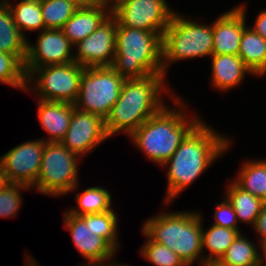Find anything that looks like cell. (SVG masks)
Returning a JSON list of instances; mask_svg holds the SVG:
<instances>
[{
	"mask_svg": "<svg viewBox=\"0 0 266 266\" xmlns=\"http://www.w3.org/2000/svg\"><path fill=\"white\" fill-rule=\"evenodd\" d=\"M224 135L200 121L183 139L169 160L166 203L199 177L210 164L228 150L231 144Z\"/></svg>",
	"mask_w": 266,
	"mask_h": 266,
	"instance_id": "1",
	"label": "cell"
},
{
	"mask_svg": "<svg viewBox=\"0 0 266 266\" xmlns=\"http://www.w3.org/2000/svg\"><path fill=\"white\" fill-rule=\"evenodd\" d=\"M164 78V74H151L124 81L119 99L105 119L108 137L121 131L130 136L164 106L160 95L166 89Z\"/></svg>",
	"mask_w": 266,
	"mask_h": 266,
	"instance_id": "2",
	"label": "cell"
},
{
	"mask_svg": "<svg viewBox=\"0 0 266 266\" xmlns=\"http://www.w3.org/2000/svg\"><path fill=\"white\" fill-rule=\"evenodd\" d=\"M111 67L125 80L163 74L162 36L117 23L115 57Z\"/></svg>",
	"mask_w": 266,
	"mask_h": 266,
	"instance_id": "3",
	"label": "cell"
},
{
	"mask_svg": "<svg viewBox=\"0 0 266 266\" xmlns=\"http://www.w3.org/2000/svg\"><path fill=\"white\" fill-rule=\"evenodd\" d=\"M183 113H186L184 109L182 112L181 109L173 110L163 106L130 135L132 142L150 161L163 165L201 121L199 117L189 121Z\"/></svg>",
	"mask_w": 266,
	"mask_h": 266,
	"instance_id": "4",
	"label": "cell"
},
{
	"mask_svg": "<svg viewBox=\"0 0 266 266\" xmlns=\"http://www.w3.org/2000/svg\"><path fill=\"white\" fill-rule=\"evenodd\" d=\"M142 232L154 242L173 250L187 266L203 252L202 218L196 212L162 213L149 218Z\"/></svg>",
	"mask_w": 266,
	"mask_h": 266,
	"instance_id": "5",
	"label": "cell"
},
{
	"mask_svg": "<svg viewBox=\"0 0 266 266\" xmlns=\"http://www.w3.org/2000/svg\"><path fill=\"white\" fill-rule=\"evenodd\" d=\"M213 55V23L203 25L174 13L162 37V66L178 60Z\"/></svg>",
	"mask_w": 266,
	"mask_h": 266,
	"instance_id": "6",
	"label": "cell"
},
{
	"mask_svg": "<svg viewBox=\"0 0 266 266\" xmlns=\"http://www.w3.org/2000/svg\"><path fill=\"white\" fill-rule=\"evenodd\" d=\"M124 81L112 67H85L74 107L105 120L119 99Z\"/></svg>",
	"mask_w": 266,
	"mask_h": 266,
	"instance_id": "7",
	"label": "cell"
},
{
	"mask_svg": "<svg viewBox=\"0 0 266 266\" xmlns=\"http://www.w3.org/2000/svg\"><path fill=\"white\" fill-rule=\"evenodd\" d=\"M61 142H46L34 187L41 194L63 195L78 188V158Z\"/></svg>",
	"mask_w": 266,
	"mask_h": 266,
	"instance_id": "8",
	"label": "cell"
},
{
	"mask_svg": "<svg viewBox=\"0 0 266 266\" xmlns=\"http://www.w3.org/2000/svg\"><path fill=\"white\" fill-rule=\"evenodd\" d=\"M84 68L74 61L24 70L27 85L37 77L33 80L36 84L33 88L37 90V96L39 91L40 100L74 104L78 97L80 78Z\"/></svg>",
	"mask_w": 266,
	"mask_h": 266,
	"instance_id": "9",
	"label": "cell"
},
{
	"mask_svg": "<svg viewBox=\"0 0 266 266\" xmlns=\"http://www.w3.org/2000/svg\"><path fill=\"white\" fill-rule=\"evenodd\" d=\"M166 0H127L111 14L121 26L143 29L163 37L175 12Z\"/></svg>",
	"mask_w": 266,
	"mask_h": 266,
	"instance_id": "10",
	"label": "cell"
},
{
	"mask_svg": "<svg viewBox=\"0 0 266 266\" xmlns=\"http://www.w3.org/2000/svg\"><path fill=\"white\" fill-rule=\"evenodd\" d=\"M45 139L28 141L13 147L0 157L9 183L34 188L41 167Z\"/></svg>",
	"mask_w": 266,
	"mask_h": 266,
	"instance_id": "11",
	"label": "cell"
},
{
	"mask_svg": "<svg viewBox=\"0 0 266 266\" xmlns=\"http://www.w3.org/2000/svg\"><path fill=\"white\" fill-rule=\"evenodd\" d=\"M117 20L110 14L84 40L79 41L74 60L84 67H111L115 57Z\"/></svg>",
	"mask_w": 266,
	"mask_h": 266,
	"instance_id": "12",
	"label": "cell"
},
{
	"mask_svg": "<svg viewBox=\"0 0 266 266\" xmlns=\"http://www.w3.org/2000/svg\"><path fill=\"white\" fill-rule=\"evenodd\" d=\"M37 44L27 42L24 69H36L48 65L74 62V46L61 29H44L37 38Z\"/></svg>",
	"mask_w": 266,
	"mask_h": 266,
	"instance_id": "13",
	"label": "cell"
},
{
	"mask_svg": "<svg viewBox=\"0 0 266 266\" xmlns=\"http://www.w3.org/2000/svg\"><path fill=\"white\" fill-rule=\"evenodd\" d=\"M108 138L105 120L96 114L74 109L69 128L61 141L71 152L82 157ZM89 151V152H88Z\"/></svg>",
	"mask_w": 266,
	"mask_h": 266,
	"instance_id": "14",
	"label": "cell"
},
{
	"mask_svg": "<svg viewBox=\"0 0 266 266\" xmlns=\"http://www.w3.org/2000/svg\"><path fill=\"white\" fill-rule=\"evenodd\" d=\"M64 222L74 246L88 262H107L117 252L104 238L93 235L90 227L80 217L66 212Z\"/></svg>",
	"mask_w": 266,
	"mask_h": 266,
	"instance_id": "15",
	"label": "cell"
},
{
	"mask_svg": "<svg viewBox=\"0 0 266 266\" xmlns=\"http://www.w3.org/2000/svg\"><path fill=\"white\" fill-rule=\"evenodd\" d=\"M245 17V5H240L213 22V55H238Z\"/></svg>",
	"mask_w": 266,
	"mask_h": 266,
	"instance_id": "16",
	"label": "cell"
},
{
	"mask_svg": "<svg viewBox=\"0 0 266 266\" xmlns=\"http://www.w3.org/2000/svg\"><path fill=\"white\" fill-rule=\"evenodd\" d=\"M111 14L103 4L79 7L61 29L68 40L76 45L91 35Z\"/></svg>",
	"mask_w": 266,
	"mask_h": 266,
	"instance_id": "17",
	"label": "cell"
},
{
	"mask_svg": "<svg viewBox=\"0 0 266 266\" xmlns=\"http://www.w3.org/2000/svg\"><path fill=\"white\" fill-rule=\"evenodd\" d=\"M38 103L39 121L49 134L45 142H61L69 128L74 104L40 99Z\"/></svg>",
	"mask_w": 266,
	"mask_h": 266,
	"instance_id": "18",
	"label": "cell"
},
{
	"mask_svg": "<svg viewBox=\"0 0 266 266\" xmlns=\"http://www.w3.org/2000/svg\"><path fill=\"white\" fill-rule=\"evenodd\" d=\"M212 82L219 90H229L241 83L251 71L238 55H212Z\"/></svg>",
	"mask_w": 266,
	"mask_h": 266,
	"instance_id": "19",
	"label": "cell"
},
{
	"mask_svg": "<svg viewBox=\"0 0 266 266\" xmlns=\"http://www.w3.org/2000/svg\"><path fill=\"white\" fill-rule=\"evenodd\" d=\"M27 42L14 23L8 4L0 3V51L15 55L24 64Z\"/></svg>",
	"mask_w": 266,
	"mask_h": 266,
	"instance_id": "20",
	"label": "cell"
},
{
	"mask_svg": "<svg viewBox=\"0 0 266 266\" xmlns=\"http://www.w3.org/2000/svg\"><path fill=\"white\" fill-rule=\"evenodd\" d=\"M238 56L252 74H266V40L251 28L243 30Z\"/></svg>",
	"mask_w": 266,
	"mask_h": 266,
	"instance_id": "21",
	"label": "cell"
},
{
	"mask_svg": "<svg viewBox=\"0 0 266 266\" xmlns=\"http://www.w3.org/2000/svg\"><path fill=\"white\" fill-rule=\"evenodd\" d=\"M226 198L232 204L238 222L249 223L254 227L264 206L262 200L243 190L234 181L227 188Z\"/></svg>",
	"mask_w": 266,
	"mask_h": 266,
	"instance_id": "22",
	"label": "cell"
},
{
	"mask_svg": "<svg viewBox=\"0 0 266 266\" xmlns=\"http://www.w3.org/2000/svg\"><path fill=\"white\" fill-rule=\"evenodd\" d=\"M240 233V230L219 227L216 225H211L206 231L202 227L203 250L206 247L211 254L208 256L206 255L204 258L202 257L200 261L201 266L216 263Z\"/></svg>",
	"mask_w": 266,
	"mask_h": 266,
	"instance_id": "23",
	"label": "cell"
},
{
	"mask_svg": "<svg viewBox=\"0 0 266 266\" xmlns=\"http://www.w3.org/2000/svg\"><path fill=\"white\" fill-rule=\"evenodd\" d=\"M240 233L216 262L219 266H259L261 257L257 247Z\"/></svg>",
	"mask_w": 266,
	"mask_h": 266,
	"instance_id": "24",
	"label": "cell"
},
{
	"mask_svg": "<svg viewBox=\"0 0 266 266\" xmlns=\"http://www.w3.org/2000/svg\"><path fill=\"white\" fill-rule=\"evenodd\" d=\"M7 3L13 15V20L22 35L25 30H41L45 29L43 17L41 13V0H22L14 7L7 0L0 1Z\"/></svg>",
	"mask_w": 266,
	"mask_h": 266,
	"instance_id": "25",
	"label": "cell"
},
{
	"mask_svg": "<svg viewBox=\"0 0 266 266\" xmlns=\"http://www.w3.org/2000/svg\"><path fill=\"white\" fill-rule=\"evenodd\" d=\"M76 202L79 208L68 211L75 216L85 214L103 213L111 211V196L107 189L101 187H90L84 192L77 193Z\"/></svg>",
	"mask_w": 266,
	"mask_h": 266,
	"instance_id": "26",
	"label": "cell"
},
{
	"mask_svg": "<svg viewBox=\"0 0 266 266\" xmlns=\"http://www.w3.org/2000/svg\"><path fill=\"white\" fill-rule=\"evenodd\" d=\"M240 169L234 182L243 190L260 198L263 191H266V160H249Z\"/></svg>",
	"mask_w": 266,
	"mask_h": 266,
	"instance_id": "27",
	"label": "cell"
},
{
	"mask_svg": "<svg viewBox=\"0 0 266 266\" xmlns=\"http://www.w3.org/2000/svg\"><path fill=\"white\" fill-rule=\"evenodd\" d=\"M116 216L114 210H111L103 213L85 214L80 217L86 222L87 226L90 227L93 235L104 238L115 250H117L118 223Z\"/></svg>",
	"mask_w": 266,
	"mask_h": 266,
	"instance_id": "28",
	"label": "cell"
},
{
	"mask_svg": "<svg viewBox=\"0 0 266 266\" xmlns=\"http://www.w3.org/2000/svg\"><path fill=\"white\" fill-rule=\"evenodd\" d=\"M78 7L66 0H41L45 29H62Z\"/></svg>",
	"mask_w": 266,
	"mask_h": 266,
	"instance_id": "29",
	"label": "cell"
},
{
	"mask_svg": "<svg viewBox=\"0 0 266 266\" xmlns=\"http://www.w3.org/2000/svg\"><path fill=\"white\" fill-rule=\"evenodd\" d=\"M0 82L12 87L29 90L24 64L12 54L0 51Z\"/></svg>",
	"mask_w": 266,
	"mask_h": 266,
	"instance_id": "30",
	"label": "cell"
},
{
	"mask_svg": "<svg viewBox=\"0 0 266 266\" xmlns=\"http://www.w3.org/2000/svg\"><path fill=\"white\" fill-rule=\"evenodd\" d=\"M147 242L140 250L141 255L155 266H187L171 249L154 242L145 232Z\"/></svg>",
	"mask_w": 266,
	"mask_h": 266,
	"instance_id": "31",
	"label": "cell"
},
{
	"mask_svg": "<svg viewBox=\"0 0 266 266\" xmlns=\"http://www.w3.org/2000/svg\"><path fill=\"white\" fill-rule=\"evenodd\" d=\"M23 188L30 189L25 185L8 183L0 190V218L16 216L21 207L20 190Z\"/></svg>",
	"mask_w": 266,
	"mask_h": 266,
	"instance_id": "32",
	"label": "cell"
},
{
	"mask_svg": "<svg viewBox=\"0 0 266 266\" xmlns=\"http://www.w3.org/2000/svg\"><path fill=\"white\" fill-rule=\"evenodd\" d=\"M215 210V223H213V225L239 230L237 227V215L233 209L232 204L228 201L226 197L223 202L216 206Z\"/></svg>",
	"mask_w": 266,
	"mask_h": 266,
	"instance_id": "33",
	"label": "cell"
},
{
	"mask_svg": "<svg viewBox=\"0 0 266 266\" xmlns=\"http://www.w3.org/2000/svg\"><path fill=\"white\" fill-rule=\"evenodd\" d=\"M254 229L256 230V233L261 236L260 243L266 241V205L263 206L262 211L254 225Z\"/></svg>",
	"mask_w": 266,
	"mask_h": 266,
	"instance_id": "34",
	"label": "cell"
},
{
	"mask_svg": "<svg viewBox=\"0 0 266 266\" xmlns=\"http://www.w3.org/2000/svg\"><path fill=\"white\" fill-rule=\"evenodd\" d=\"M254 25L253 28H250L266 40V10L259 13Z\"/></svg>",
	"mask_w": 266,
	"mask_h": 266,
	"instance_id": "35",
	"label": "cell"
},
{
	"mask_svg": "<svg viewBox=\"0 0 266 266\" xmlns=\"http://www.w3.org/2000/svg\"><path fill=\"white\" fill-rule=\"evenodd\" d=\"M125 1L127 0H100V3L112 12L115 8L120 6Z\"/></svg>",
	"mask_w": 266,
	"mask_h": 266,
	"instance_id": "36",
	"label": "cell"
},
{
	"mask_svg": "<svg viewBox=\"0 0 266 266\" xmlns=\"http://www.w3.org/2000/svg\"><path fill=\"white\" fill-rule=\"evenodd\" d=\"M79 7H88L100 3V0H66Z\"/></svg>",
	"mask_w": 266,
	"mask_h": 266,
	"instance_id": "37",
	"label": "cell"
},
{
	"mask_svg": "<svg viewBox=\"0 0 266 266\" xmlns=\"http://www.w3.org/2000/svg\"><path fill=\"white\" fill-rule=\"evenodd\" d=\"M8 183L9 182L6 178L5 170L0 160V190L3 189Z\"/></svg>",
	"mask_w": 266,
	"mask_h": 266,
	"instance_id": "38",
	"label": "cell"
},
{
	"mask_svg": "<svg viewBox=\"0 0 266 266\" xmlns=\"http://www.w3.org/2000/svg\"><path fill=\"white\" fill-rule=\"evenodd\" d=\"M80 266H125V265H120L119 263L118 264H112V262H111V264H110V262L108 261V264H107V262L105 261V263L104 262H89V263H87V265L85 264V265H80Z\"/></svg>",
	"mask_w": 266,
	"mask_h": 266,
	"instance_id": "39",
	"label": "cell"
},
{
	"mask_svg": "<svg viewBox=\"0 0 266 266\" xmlns=\"http://www.w3.org/2000/svg\"><path fill=\"white\" fill-rule=\"evenodd\" d=\"M28 257H30V258H27L24 266H39L38 262H36L34 259L33 260L31 259V256H28Z\"/></svg>",
	"mask_w": 266,
	"mask_h": 266,
	"instance_id": "40",
	"label": "cell"
},
{
	"mask_svg": "<svg viewBox=\"0 0 266 266\" xmlns=\"http://www.w3.org/2000/svg\"><path fill=\"white\" fill-rule=\"evenodd\" d=\"M260 246H261L263 253H264L263 256H265V258H266V241L261 242Z\"/></svg>",
	"mask_w": 266,
	"mask_h": 266,
	"instance_id": "41",
	"label": "cell"
},
{
	"mask_svg": "<svg viewBox=\"0 0 266 266\" xmlns=\"http://www.w3.org/2000/svg\"><path fill=\"white\" fill-rule=\"evenodd\" d=\"M260 199L262 200L263 205H266V191H263V194Z\"/></svg>",
	"mask_w": 266,
	"mask_h": 266,
	"instance_id": "42",
	"label": "cell"
},
{
	"mask_svg": "<svg viewBox=\"0 0 266 266\" xmlns=\"http://www.w3.org/2000/svg\"><path fill=\"white\" fill-rule=\"evenodd\" d=\"M206 266H219V265L216 263H210V264H207Z\"/></svg>",
	"mask_w": 266,
	"mask_h": 266,
	"instance_id": "43",
	"label": "cell"
},
{
	"mask_svg": "<svg viewBox=\"0 0 266 266\" xmlns=\"http://www.w3.org/2000/svg\"><path fill=\"white\" fill-rule=\"evenodd\" d=\"M264 260H262V258H261V265H259V266H265V264H263L264 262H263Z\"/></svg>",
	"mask_w": 266,
	"mask_h": 266,
	"instance_id": "44",
	"label": "cell"
}]
</instances>
